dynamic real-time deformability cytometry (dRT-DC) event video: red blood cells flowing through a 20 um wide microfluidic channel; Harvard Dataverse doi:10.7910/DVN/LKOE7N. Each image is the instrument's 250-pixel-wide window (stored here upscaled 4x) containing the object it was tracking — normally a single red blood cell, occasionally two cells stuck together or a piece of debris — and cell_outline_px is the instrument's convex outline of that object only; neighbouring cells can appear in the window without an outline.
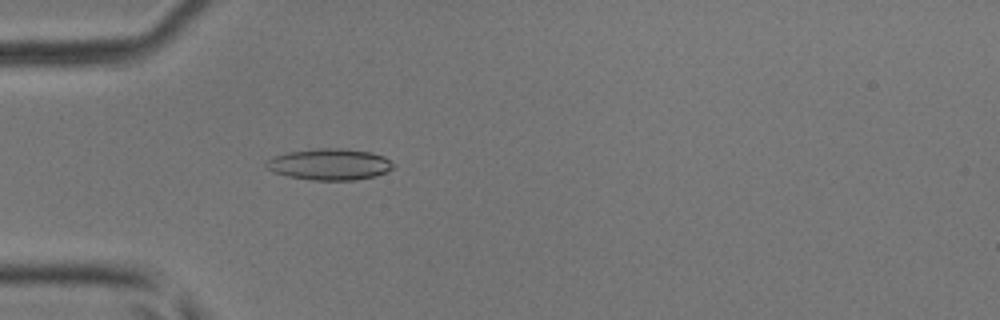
{"species": "common noctule bat (a hibernating species)", "species_latin": "Nyctalus noctula", "temperature_condition": "room temperature", "stored_images_in_passage": 47, "camera_frame_rate_fps": 3000, "um_per_image_px": 0.085, "animal": {"sex": "male", "body_mass_g": 17.9, "forearm_length_mm": 54.2}, "frame": {"image": 1, "passage_image": 15, "time_ms": 4.667, "image_size_px": [1000, 320], "cell_outline_px": [[392, 168], [376, 176], [352, 180], [312, 180], [288, 176], [272, 172], [264, 168], [264, 160], [288, 152], [316, 148], [340, 148], [372, 152], [384, 156], [392, 164]], "centroid_in_image_um": [27.94, 13.96], "position_along_channel_um": 57.1, "area_um2": 23.24}}
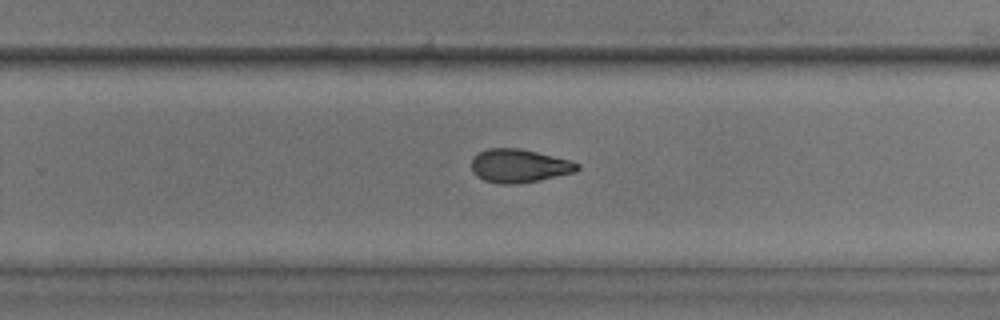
{"frame": {"image": 2, "passage_image": 31, "time_ms": 10.0, "image_size_px": [1000, 320], "cell_outline_px": [[580, 168], [576, 172], [540, 180], [516, 184], [500, 184], [484, 180], [476, 176], [472, 172], [472, 160], [480, 152], [488, 148], [520, 148], [568, 160], [580, 164]], "centroid_in_image_um": [44.13, 14.11], "position_along_channel_um": 285.7, "area_um2": 20.52}}
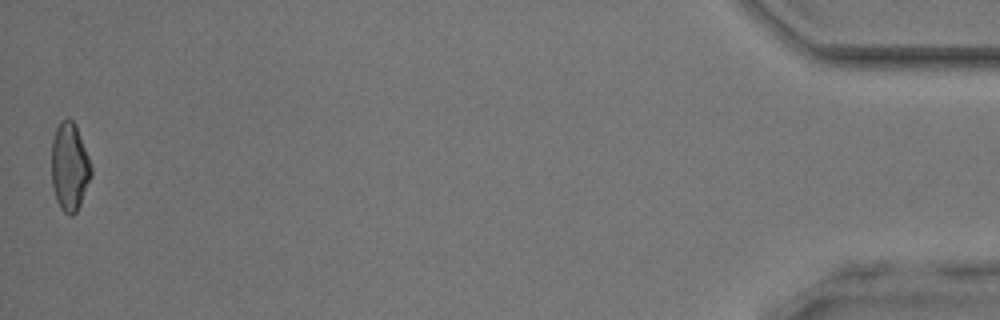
{"frame": {"image": 3, "passage_image": 47, "time_ms": 15.333, "image_size_px": [1000, 320], "cell_outline_px": [[92, 176], [80, 204], [76, 212], [72, 216], [68, 216], [60, 208], [56, 200], [52, 184], [52, 140], [56, 128], [60, 120], [68, 116], [76, 124], [88, 156], [92, 168]], "centroid_in_image_um": [5.91, 14.16], "position_along_channel_um": 429.3, "area_um2": 20.58}}